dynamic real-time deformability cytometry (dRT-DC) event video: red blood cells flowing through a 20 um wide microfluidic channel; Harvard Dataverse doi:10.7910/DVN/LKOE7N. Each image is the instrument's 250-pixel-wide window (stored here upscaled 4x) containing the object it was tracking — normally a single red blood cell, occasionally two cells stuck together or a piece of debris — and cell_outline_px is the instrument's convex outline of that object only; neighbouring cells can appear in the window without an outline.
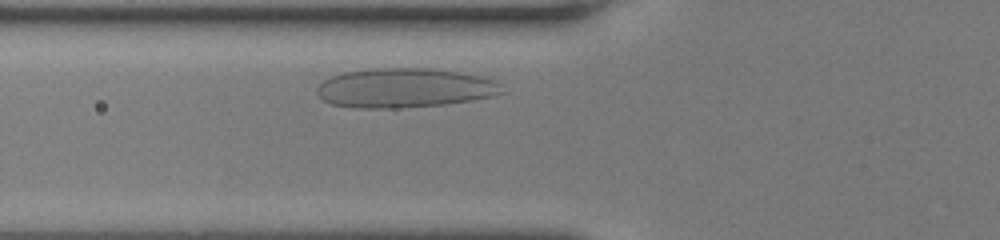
{"species": "human", "species_latin": "Homo sapiens", "temperature_condition": "room temperature", "stored_images_in_passage": 43, "camera_frame_rate_fps": 3000, "um_per_image_px": 0.085, "donor": {"sex": "female"}, "frame": {"image": 1, "passage_image": 7, "time_ms": 2.0, "image_size_px": [1000, 240], "cell_outline_px": [[504, 92], [492, 96], [472, 100], [444, 104], [396, 108], [356, 108], [332, 104], [324, 100], [316, 92], [316, 88], [324, 80], [332, 76], [344, 72], [372, 68], [432, 68], [480, 76], [496, 80], [500, 84]], "centroid_in_image_um": [34.39, 7.47], "position_along_channel_um": 91.4, "area_um2": 42.43}}
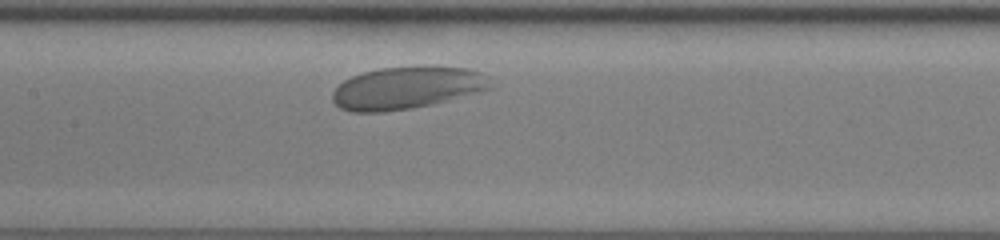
{"frame": {"image": 2, "passage_image": 20, "time_ms": 6.333, "image_size_px": [1000, 240], "cell_outline_px": [[496, 88], [432, 104], [412, 108], [384, 112], [352, 112], [340, 108], [332, 100], [332, 92], [344, 80], [352, 76], [364, 72], [380, 68], [424, 64], [468, 68], [480, 72]], "centroid_in_image_um": [34.61, 7.44], "position_along_channel_um": 172.8, "area_um2": 39.65}}
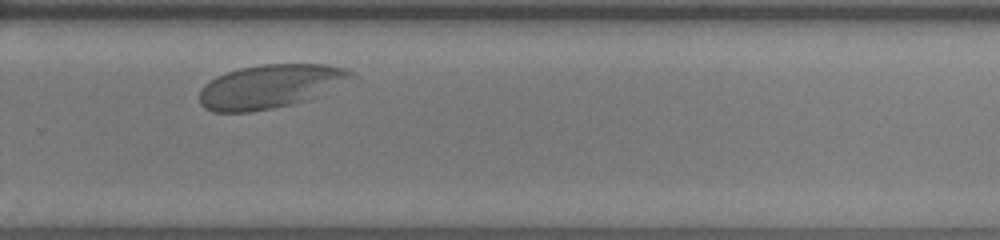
{"frame": {"image": 3, "passage_image": 35, "time_ms": 11.333, "image_size_px": [1000, 240], "cell_outline_px": [[356, 76], [304, 100], [292, 104], [252, 112], [212, 112], [204, 108], [200, 104], [200, 88], [204, 84], [216, 76], [240, 68], [264, 64], [328, 64], [348, 68], [356, 72]], "centroid_in_image_um": [22.91, 7.33], "position_along_channel_um": 306.9, "area_um2": 38.38}}